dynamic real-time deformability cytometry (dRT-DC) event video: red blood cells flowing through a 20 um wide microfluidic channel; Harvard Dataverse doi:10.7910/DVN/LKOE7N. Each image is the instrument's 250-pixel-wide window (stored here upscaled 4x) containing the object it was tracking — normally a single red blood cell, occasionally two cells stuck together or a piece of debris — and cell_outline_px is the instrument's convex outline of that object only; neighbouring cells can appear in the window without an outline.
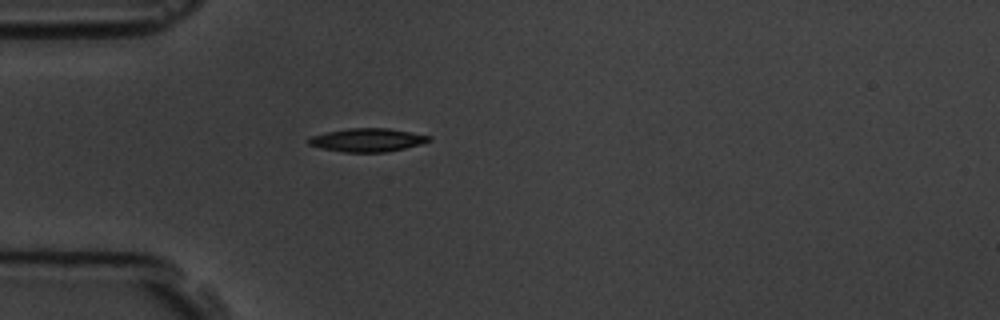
{"species": "common noctule bat (a hibernating species)", "species_latin": "Nyctalus noctula", "temperature_condition": "room temperature", "stored_images_in_passage": 1, "camera_frame_rate_fps": 3000, "um_per_image_px": 0.085, "animal": {"sex": "male", "body_mass_g": 19.5, "forearm_length_mm": 54.6}, "frame": {"image": 1, "passage_image": 1, "time_ms": 0.0, "image_size_px": [1000, 320], "cell_outline_px": [[432, 140], [420, 144], [404, 148], [384, 152], [344, 152], [320, 148], [308, 144], [308, 136], [348, 128], [388, 128], [432, 136]], "centroid_in_image_um": [31.21, 11.9], "position_along_channel_um": 53.8, "area_um2": 16.36}}